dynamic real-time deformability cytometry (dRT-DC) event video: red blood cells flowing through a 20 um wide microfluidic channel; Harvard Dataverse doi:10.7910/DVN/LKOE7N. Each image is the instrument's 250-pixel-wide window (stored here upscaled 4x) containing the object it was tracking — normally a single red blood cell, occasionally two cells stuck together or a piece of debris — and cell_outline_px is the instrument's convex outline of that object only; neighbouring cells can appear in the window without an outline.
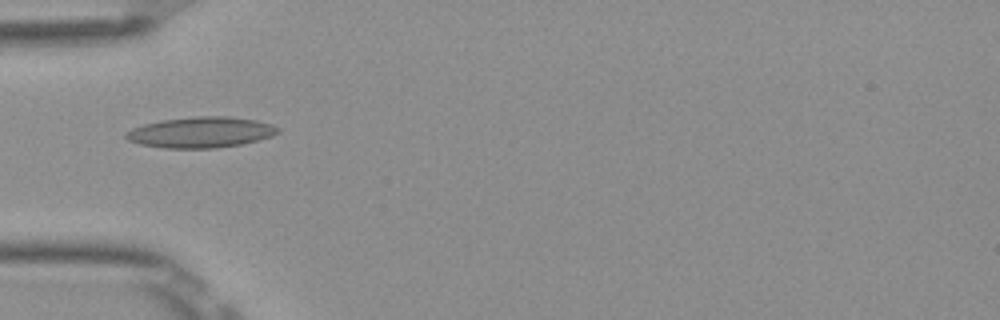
{"species": "Egyptian fruit bat (a non-hibernating species)", "species_latin": "Rousettus aegyptiacus", "temperature_condition": "room temperature", "stored_images_in_passage": 36, "camera_frame_rate_fps": 3000, "um_per_image_px": 0.085, "frame": {"image": 1, "passage_image": 1, "time_ms": 0.0, "image_size_px": [1000, 320], "cell_outline_px": [[280, 132], [272, 136], [240, 144], [216, 148], [164, 148], [140, 144], [128, 140], [124, 136], [132, 128], [144, 124], [164, 120], [196, 116], [228, 116], [256, 120], [272, 124], [280, 128]], "centroid_in_image_um": [17.1, 11.24], "position_along_channel_um": 67.9, "area_um2": 27.11}}
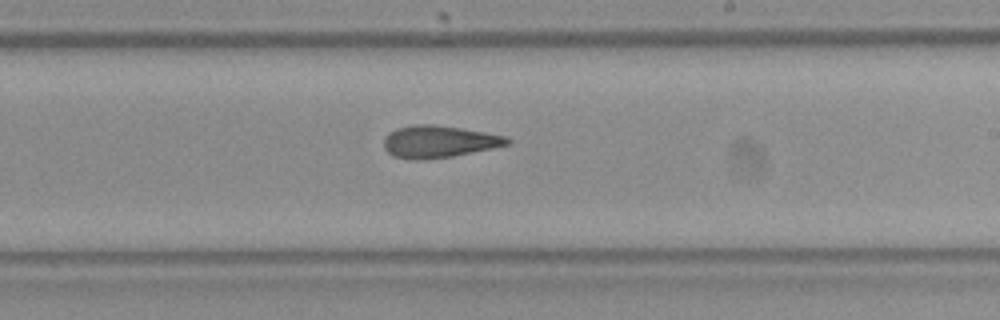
{"frame": {"image": 2, "passage_image": 15, "time_ms": 4.667, "image_size_px": [1000, 320], "cell_outline_px": [[512, 140], [508, 144], [492, 148], [452, 156], [424, 160], [412, 160], [392, 156], [384, 148], [384, 140], [388, 132], [396, 128], [412, 124], [432, 124], [460, 128], [508, 136]], "centroid_in_image_um": [37.27, 12.03], "position_along_channel_um": 251.7, "area_um2": 23.18}}
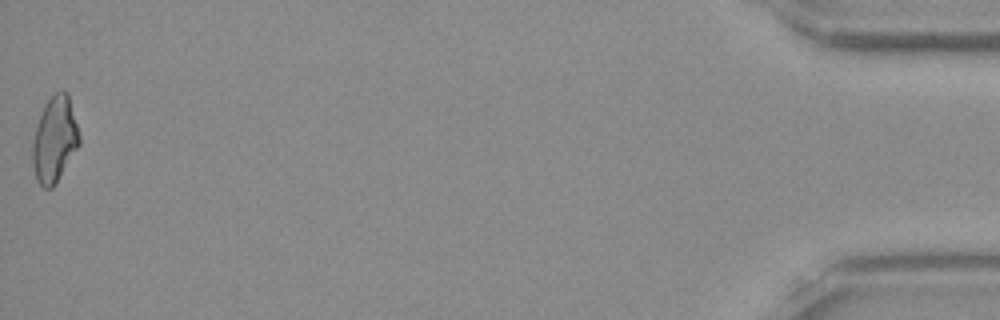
{"frame": {"image": 3, "passage_image": 36, "time_ms": 11.667, "image_size_px": [1000, 320], "cell_outline_px": [[80, 144], [56, 184], [52, 188], [44, 188], [36, 180], [32, 164], [32, 144], [36, 128], [44, 104], [56, 92], [68, 92], [80, 136]], "centroid_in_image_um": [4.64, 11.89], "position_along_channel_um": 430.6, "area_um2": 23.29}, "authors_computed_cell_mechanics": {"area_um2": 23.0622, "velocity_mm_per_s": 3.9288, "shape_relaxation_time_tau1_ms": null, "shape_relaxation_time_tau2_ms": 3.6815, "deformation_change_tau1": null, "deformation_change_tau2": 0.1266}}